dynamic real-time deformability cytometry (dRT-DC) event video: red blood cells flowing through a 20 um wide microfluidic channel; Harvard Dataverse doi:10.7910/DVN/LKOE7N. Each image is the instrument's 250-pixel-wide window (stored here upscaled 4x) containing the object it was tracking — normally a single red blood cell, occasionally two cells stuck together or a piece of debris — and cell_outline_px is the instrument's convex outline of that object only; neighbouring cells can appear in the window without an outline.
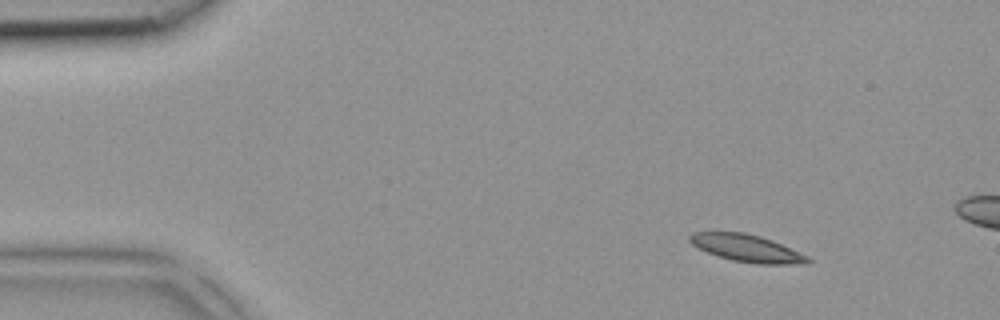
{"species": "common noctule bat (a hibernating species)", "species_latin": "Nyctalus noctula", "temperature_condition": "room temperature", "stored_images_in_passage": 3, "camera_frame_rate_fps": 3000, "um_per_image_px": 0.085, "animal": {"sex": "female", "body_mass_g": 18.4}, "frame": {"image": 1, "passage_image": 1, "time_ms": 0.0, "image_size_px": [1000, 320], "cell_outline_px": [[812, 260], [808, 264], [756, 264], [732, 260], [708, 252], [692, 244], [688, 240], [688, 236], [692, 232], [744, 232], [760, 236], [772, 240], [808, 256]], "centroid_in_image_um": [63.5, 21.1], "position_along_channel_um": 21.5, "area_um2": 18.67}}